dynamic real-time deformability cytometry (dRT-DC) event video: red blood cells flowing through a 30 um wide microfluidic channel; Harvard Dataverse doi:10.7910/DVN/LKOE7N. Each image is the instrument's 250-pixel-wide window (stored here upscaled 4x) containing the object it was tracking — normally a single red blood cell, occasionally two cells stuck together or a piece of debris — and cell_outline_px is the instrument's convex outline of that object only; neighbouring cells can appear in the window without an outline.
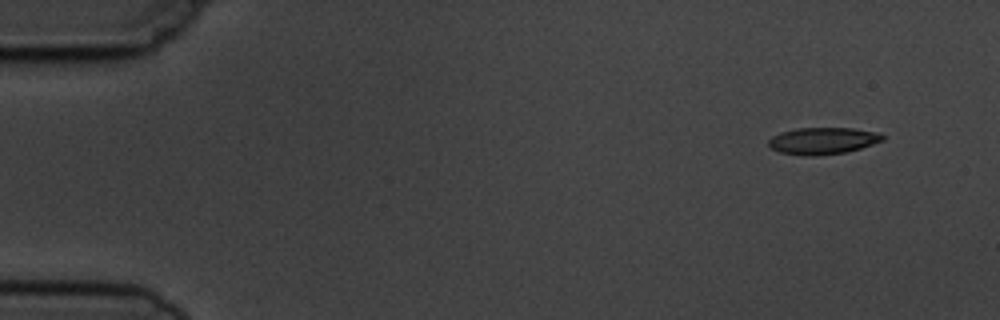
{"species": "common noctule bat (a hibernating species)", "species_latin": "Nyctalus noctula", "temperature_condition": "cold", "stored_images_in_passage": 6, "camera_frame_rate_fps": 3000, "um_per_image_px": 0.085, "animal": {"sex": "male", "body_mass_g": 19.5, "forearm_length_mm": 54.6}, "frame": {"image": 1, "passage_image": 1, "time_ms": 0.0, "image_size_px": [1000, 320], "cell_outline_px": [[884, 140], [860, 148], [844, 152], [812, 156], [808, 156], [780, 152], [772, 148], [768, 144], [768, 140], [772, 136], [780, 132], [796, 128], [852, 128], [880, 132], [884, 136]], "centroid_in_image_um": [69.94, 11.95], "position_along_channel_um": 15.1, "area_um2": 17.74}}
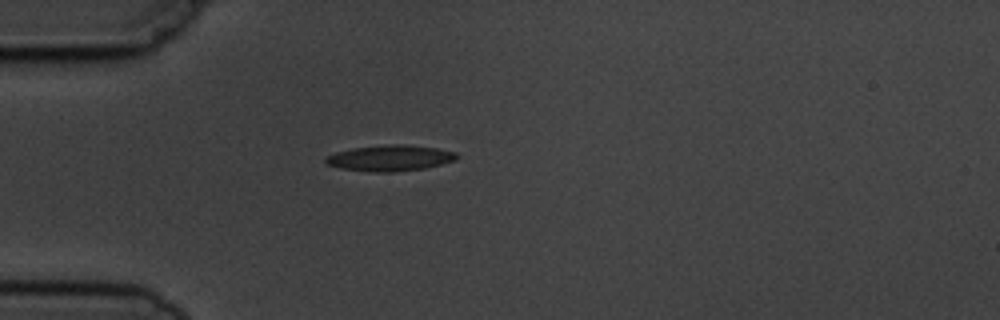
{"frame": {"image": 2, "passage_image": 4, "time_ms": 3.667, "image_size_px": [1000, 320], "cell_outline_px": [[460, 156], [456, 160], [424, 168], [392, 172], [376, 172], [340, 168], [324, 164], [324, 156], [336, 152], [352, 148], [388, 144], [404, 144], [436, 148], [456, 152]], "centroid_in_image_um": [33.12, 13.43], "position_along_channel_um": 51.9, "area_um2": 19.88}}
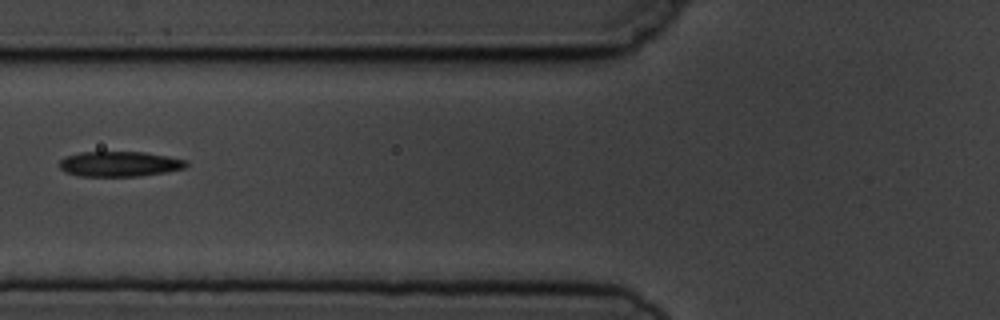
{"frame": {"image": 3, "passage_image": 6, "time_ms": 5.667, "image_size_px": [1000, 320], "cell_outline_px": [[188, 164], [184, 168], [164, 172], [140, 176], [80, 176], [64, 172], [60, 168], [60, 160], [64, 156], [80, 152], [144, 152], [168, 156], [188, 160]], "centroid_in_image_um": [10.14, 13.93], "position_along_channel_um": 115.7, "area_um2": 18.67}}